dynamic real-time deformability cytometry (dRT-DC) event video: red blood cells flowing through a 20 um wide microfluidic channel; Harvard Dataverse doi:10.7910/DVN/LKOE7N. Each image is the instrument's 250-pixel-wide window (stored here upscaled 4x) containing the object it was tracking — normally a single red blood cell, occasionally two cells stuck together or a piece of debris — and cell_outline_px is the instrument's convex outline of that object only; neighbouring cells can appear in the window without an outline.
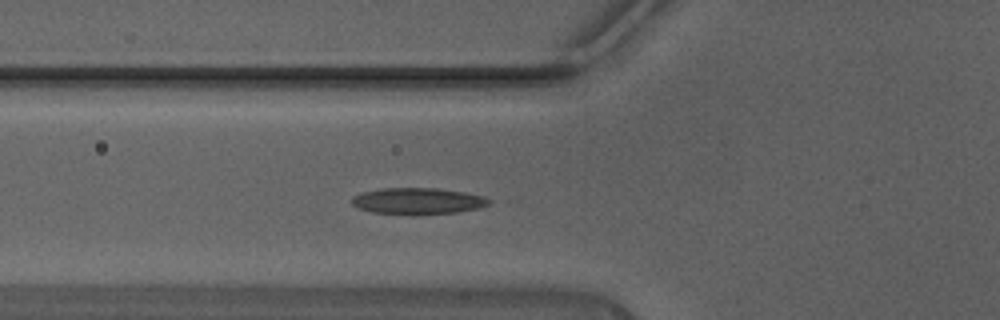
{"species": "Egyptian fruit bat (a non-hibernating species)", "species_latin": "Rousettus aegyptiacus", "temperature_condition": "warm", "stored_images_in_passage": 48, "camera_frame_rate_fps": 3000, "um_per_image_px": 0.085, "animal": {"sex": "male"}, "frame": {"image": 1, "passage_image": 18, "time_ms": 5.667, "image_size_px": [1000, 320], "cell_outline_px": [[492, 204], [480, 208], [456, 212], [412, 216], [372, 212], [360, 208], [352, 204], [352, 196], [360, 192], [380, 188], [436, 188], [464, 192], [484, 196], [492, 200]], "centroid_in_image_um": [35.53, 17.1], "position_along_channel_um": 90.3, "area_um2": 21.62}}
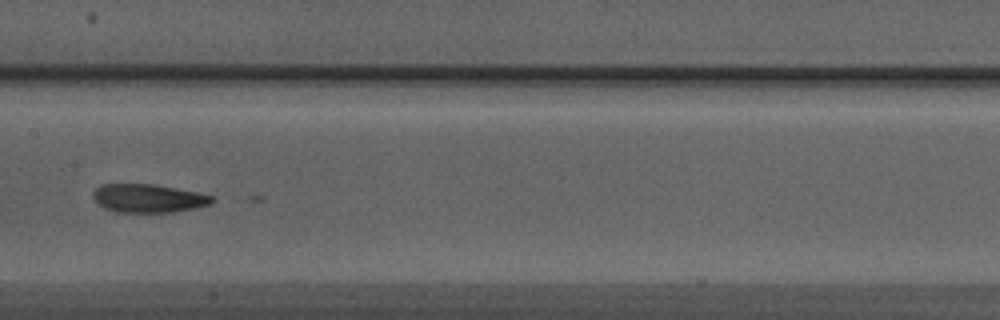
{"frame": {"image": 2, "passage_image": 25, "time_ms": 8.0, "image_size_px": [1000, 320], "cell_outline_px": [[216, 200], [212, 204], [196, 208], [172, 212], [116, 212], [104, 208], [92, 200], [92, 192], [100, 184], [156, 184], [196, 192], [212, 196]], "centroid_in_image_um": [12.58, 16.85], "position_along_channel_um": 194.8, "area_um2": 19.94}}
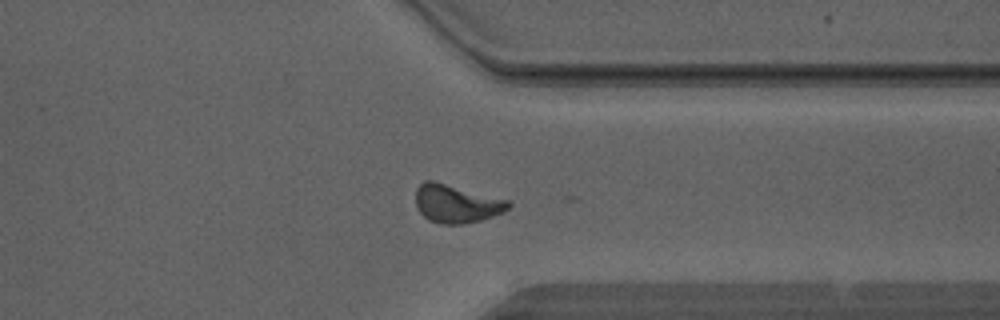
{"frame": {"image": 3, "passage_image": 37, "time_ms": 12.0, "image_size_px": [1000, 320], "cell_outline_px": [[512, 204], [504, 212], [480, 220], [464, 224], [440, 224], [428, 220], [416, 208], [416, 188], [424, 180], [436, 180], [508, 200]], "centroid_in_image_um": [38.77, 17.3], "position_along_channel_um": 372.6, "area_um2": 20.87}, "authors_computed_cell_mechanics": {"area_um2": 19.9121, "velocity_mm_per_s": 4.4649, "shape_relaxation_time_tau1_ms": null, "shape_relaxation_time_tau2_ms": 1.1781, "deformation_change_tau1": null, "deformation_change_tau2": 0.0599}}